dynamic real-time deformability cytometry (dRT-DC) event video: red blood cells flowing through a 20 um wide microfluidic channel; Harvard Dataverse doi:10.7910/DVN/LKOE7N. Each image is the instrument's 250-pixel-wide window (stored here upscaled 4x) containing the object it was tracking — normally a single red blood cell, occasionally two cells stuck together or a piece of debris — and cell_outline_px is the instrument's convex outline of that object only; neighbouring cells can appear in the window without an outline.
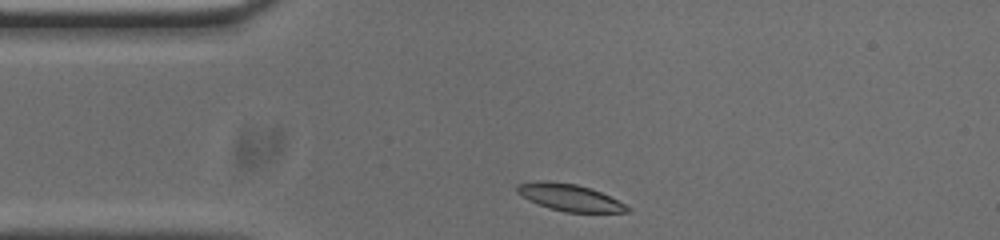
{"species": "common noctule bat (a hibernating species)", "species_latin": "Nyctalus noctula", "temperature_condition": "cold", "stored_images_in_passage": 33, "camera_frame_rate_fps": 3000, "um_per_image_px": 0.085, "animal": {"sex": "male", "body_mass_g": 20.0, "forearm_length_mm": 53.3}, "frame": {"image": 1, "passage_image": 1, "time_ms": 0.0, "image_size_px": [1000, 240], "cell_outline_px": [[632, 208], [628, 212], [564, 212], [548, 208], [528, 200], [516, 192], [516, 184], [536, 180], [544, 180], [576, 184], [592, 188]], "centroid_in_image_um": [48.36, 16.77], "position_along_channel_um": 36.6, "area_um2": 17.34}}
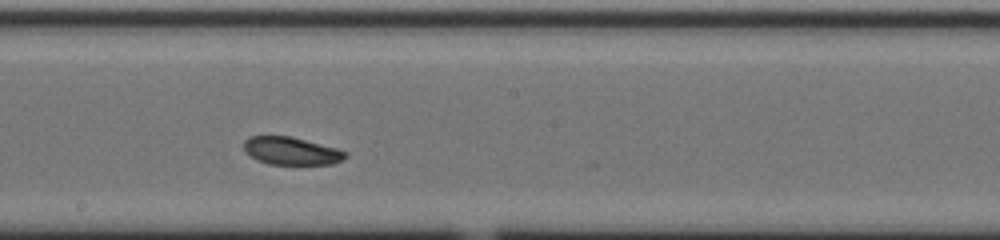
{"frame": {"image": 2, "passage_image": 18, "time_ms": 5.667, "image_size_px": [1000, 240], "cell_outline_px": [[348, 156], [332, 164], [268, 164], [256, 160], [244, 152], [244, 140], [248, 136], [288, 136], [336, 148], [348, 152]], "centroid_in_image_um": [24.71, 12.83], "position_along_channel_um": 223.5, "area_um2": 16.36}}
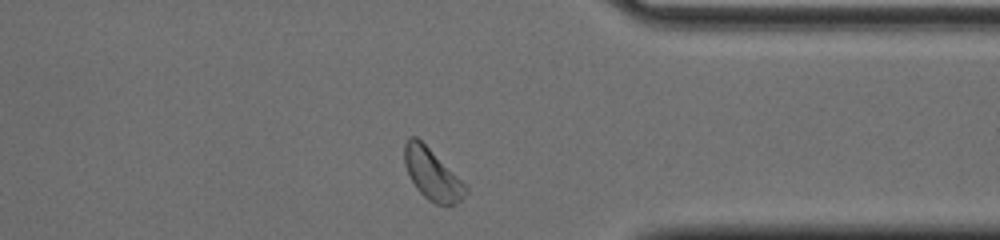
{"frame": {"image": 3, "passage_image": 31, "time_ms": 10.0, "image_size_px": [1000, 240], "cell_outline_px": [[468, 192], [456, 204], [436, 204], [428, 200], [416, 188], [404, 164], [404, 144], [408, 136], [416, 136], [468, 188]], "centroid_in_image_um": [36.7, 14.82], "position_along_channel_um": 374.7, "area_um2": 17.63}, "authors_computed_cell_mechanics": {"area_um2": 17.5134, "velocity_mm_per_s": 3.7219, "shape_relaxation_time_tau1_ms": 1.6094, "shape_relaxation_time_tau2_ms": 3.0241, "deformation_change_tau1": 0.0612, "deformation_change_tau2": 0.0864}}